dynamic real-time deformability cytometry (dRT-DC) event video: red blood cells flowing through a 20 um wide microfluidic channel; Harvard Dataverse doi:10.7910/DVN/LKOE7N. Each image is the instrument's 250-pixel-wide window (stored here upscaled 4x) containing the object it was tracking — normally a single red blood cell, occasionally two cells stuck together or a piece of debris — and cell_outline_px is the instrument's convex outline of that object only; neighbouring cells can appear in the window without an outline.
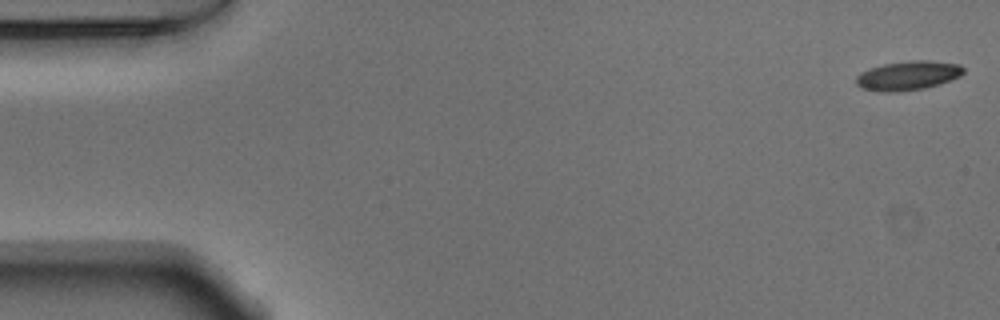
{"species": "Egyptian fruit bat (a non-hibernating species)", "species_latin": "Rousettus aegyptiacus", "temperature_condition": "warm", "stored_images_in_passage": 53, "camera_frame_rate_fps": 3000, "um_per_image_px": 0.085, "animal": {"sex": "male"}, "frame": {"image": 1, "passage_image": 1, "time_ms": 0.0, "image_size_px": [1000, 320], "cell_outline_px": [[964, 72], [960, 76], [924, 88], [896, 92], [880, 92], [860, 88], [856, 84], [856, 76], [860, 72], [868, 68], [884, 64], [912, 60], [928, 60], [960, 64], [964, 68]], "centroid_in_image_um": [77.12, 6.42], "position_along_channel_um": 7.9, "area_um2": 18.26}}
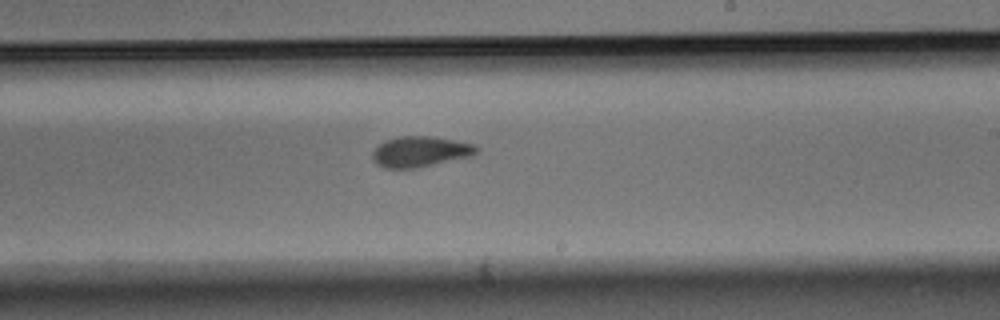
{"frame": {"image": 2, "passage_image": 31, "time_ms": 10.0, "image_size_px": [1000, 320], "cell_outline_px": [[480, 148], [472, 156], [416, 168], [384, 168], [376, 164], [372, 160], [372, 152], [384, 140], [400, 136], [432, 136], [456, 140], [476, 144]], "centroid_in_image_um": [35.73, 12.88], "position_along_channel_um": 253.3, "area_um2": 18.73}}
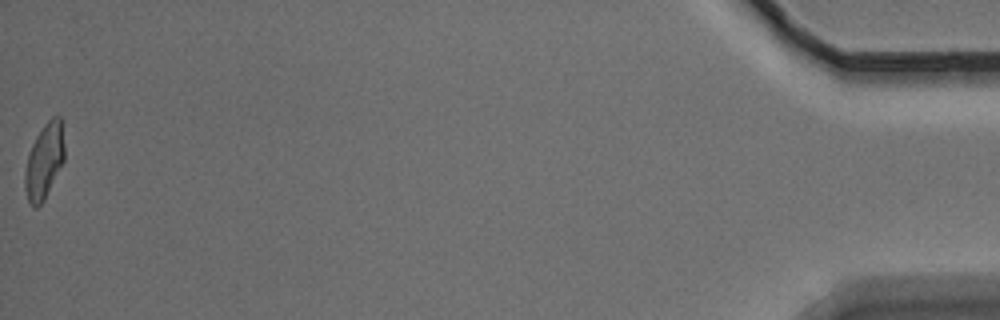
{"frame": {"image": 3, "passage_image": 53, "time_ms": 17.333, "image_size_px": [1000, 320], "cell_outline_px": [[64, 160], [44, 200], [36, 208], [28, 200], [24, 188], [24, 176], [28, 152], [36, 136], [44, 124], [52, 116], [60, 116], [64, 144]], "centroid_in_image_um": [3.75, 13.68], "position_along_channel_um": 431.5, "area_um2": 17.22}, "authors_computed_cell_mechanics": {"area_um2": 18.3226, "velocity_mm_per_s": 3.7904, "shape_relaxation_time_tau1_ms": 3.6498, "shape_relaxation_time_tau2_ms": 2.1946, "deformation_change_tau1": 0.143, "deformation_change_tau2": 0.0923}}